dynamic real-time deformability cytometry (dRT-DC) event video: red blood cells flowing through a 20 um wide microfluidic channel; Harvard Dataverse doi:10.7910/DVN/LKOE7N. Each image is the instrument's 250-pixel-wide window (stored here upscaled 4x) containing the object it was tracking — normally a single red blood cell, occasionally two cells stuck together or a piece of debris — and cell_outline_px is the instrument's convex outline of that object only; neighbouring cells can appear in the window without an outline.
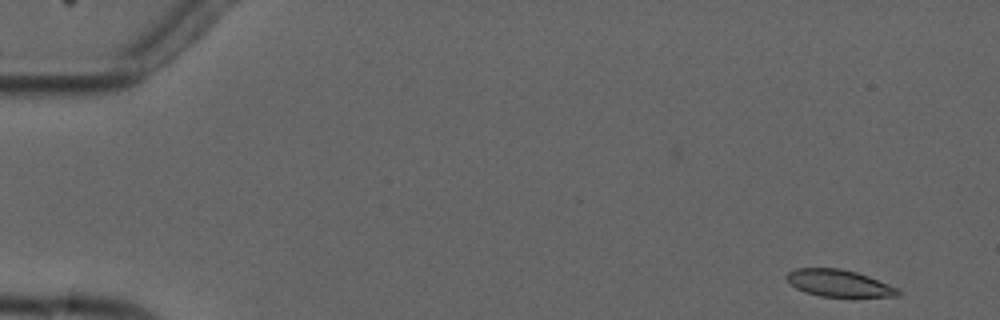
{"species": "common noctule bat (a hibernating species)", "species_latin": "Nyctalus noctula", "temperature_condition": "cold", "stored_images_in_passage": 5, "camera_frame_rate_fps": 3000, "um_per_image_px": 0.085, "animal": {"sex": "male", "forearm_length_mm": 52.5}, "frame": {"image": 1, "passage_image": 1, "time_ms": 0.0, "image_size_px": [1000, 320], "cell_outline_px": [[900, 296], [820, 296], [804, 292], [796, 288], [784, 276], [788, 272], [796, 268], [840, 268], [856, 272], [868, 276], [900, 288]], "centroid_in_image_um": [71.31, 24.06], "position_along_channel_um": 13.7, "area_um2": 17.4}}
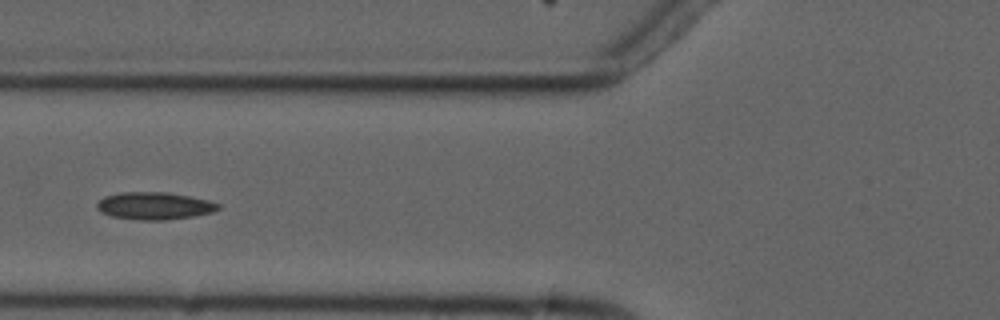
{"frame": {"image": 2, "passage_image": 5, "time_ms": 6.0, "image_size_px": [1000, 320], "cell_outline_px": [[220, 208], [212, 212], [192, 216], [164, 220], [140, 220], [112, 216], [100, 212], [96, 208], [96, 204], [104, 196], [124, 192], [164, 192], [188, 196], [208, 200], [220, 204]], "centroid_in_image_um": [13.1, 17.49], "position_along_channel_um": 112.7, "area_um2": 19.19}}